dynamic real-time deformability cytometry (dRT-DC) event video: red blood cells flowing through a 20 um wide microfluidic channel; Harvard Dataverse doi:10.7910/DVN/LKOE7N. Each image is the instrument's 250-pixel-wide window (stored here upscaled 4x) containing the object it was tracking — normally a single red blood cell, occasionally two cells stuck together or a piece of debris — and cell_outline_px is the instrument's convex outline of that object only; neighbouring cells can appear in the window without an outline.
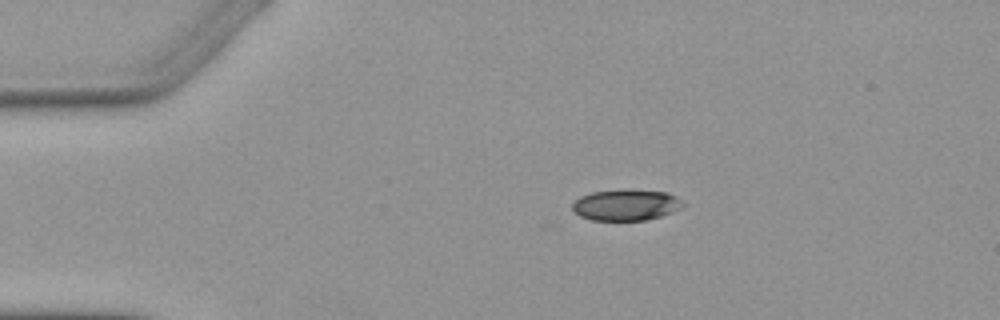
{"species": "Egyptian fruit bat (a non-hibernating species)", "species_latin": "Rousettus aegyptiacus", "temperature_condition": "warm", "stored_images_in_passage": 2, "camera_frame_rate_fps": 3000, "um_per_image_px": 0.085, "animal": {"sex": "female"}, "frame": {"image": 1, "passage_image": 1, "time_ms": 0.0, "image_size_px": [1000, 320], "cell_outline_px": [[684, 204], [680, 208], [672, 212], [660, 216], [644, 220], [592, 220], [580, 216], [572, 212], [572, 204], [580, 196], [592, 192], [668, 192], [676, 196]], "centroid_in_image_um": [53.17, 17.47], "position_along_channel_um": 31.8, "area_um2": 19.19}}